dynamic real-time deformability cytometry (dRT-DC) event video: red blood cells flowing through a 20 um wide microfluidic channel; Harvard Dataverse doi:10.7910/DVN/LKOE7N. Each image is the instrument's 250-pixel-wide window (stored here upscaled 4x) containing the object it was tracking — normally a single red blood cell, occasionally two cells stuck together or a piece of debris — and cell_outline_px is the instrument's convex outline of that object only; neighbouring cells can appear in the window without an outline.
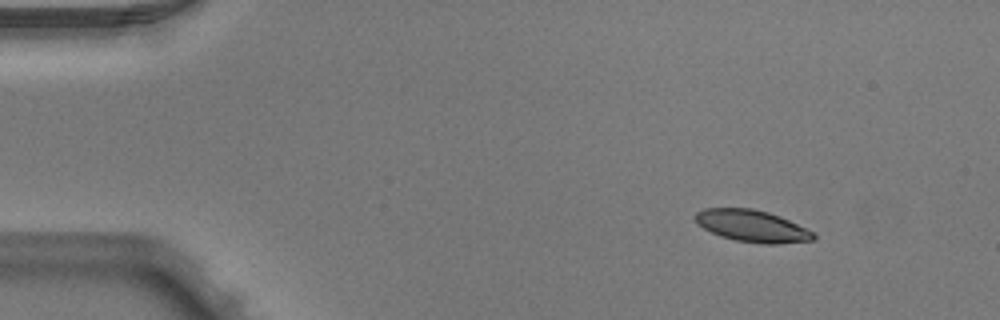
{"species": "Egyptian fruit bat (a non-hibernating species)", "species_latin": "Rousettus aegyptiacus", "temperature_condition": "warm", "stored_images_in_passage": 4, "camera_frame_rate_fps": 3000, "um_per_image_px": 0.085, "animal": {"sex": "male"}, "frame": {"image": 1, "passage_image": 1, "time_ms": 0.0, "image_size_px": [1000, 320], "cell_outline_px": [[816, 236], [812, 240], [776, 244], [764, 244], [736, 240], [720, 236], [696, 224], [696, 212], [704, 208], [752, 208], [768, 212], [780, 216], [812, 232]], "centroid_in_image_um": [63.89, 19.2], "position_along_channel_um": 21.1, "area_um2": 21.68}}
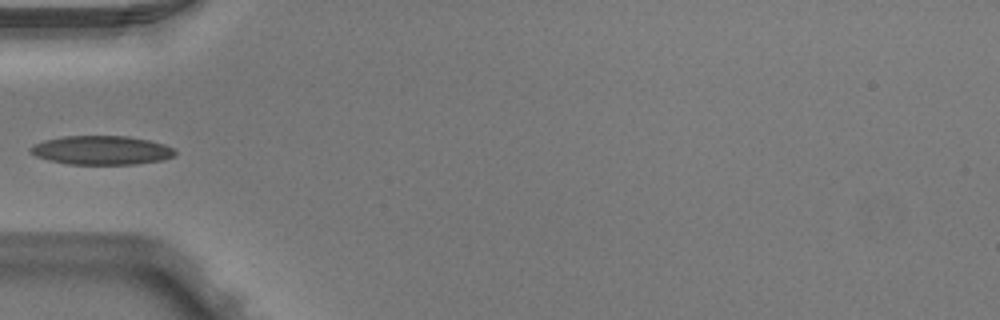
{"frame": {"image": 2, "passage_image": 4, "time_ms": 1.0, "image_size_px": [1000, 320], "cell_outline_px": [[176, 156], [164, 160], [136, 164], [68, 164], [36, 156], [28, 152], [28, 148], [32, 144], [44, 140], [64, 136], [128, 136], [148, 140], [164, 144], [172, 148], [176, 152]], "centroid_in_image_um": [8.63, 12.77], "position_along_channel_um": 76.4, "area_um2": 24.45}}